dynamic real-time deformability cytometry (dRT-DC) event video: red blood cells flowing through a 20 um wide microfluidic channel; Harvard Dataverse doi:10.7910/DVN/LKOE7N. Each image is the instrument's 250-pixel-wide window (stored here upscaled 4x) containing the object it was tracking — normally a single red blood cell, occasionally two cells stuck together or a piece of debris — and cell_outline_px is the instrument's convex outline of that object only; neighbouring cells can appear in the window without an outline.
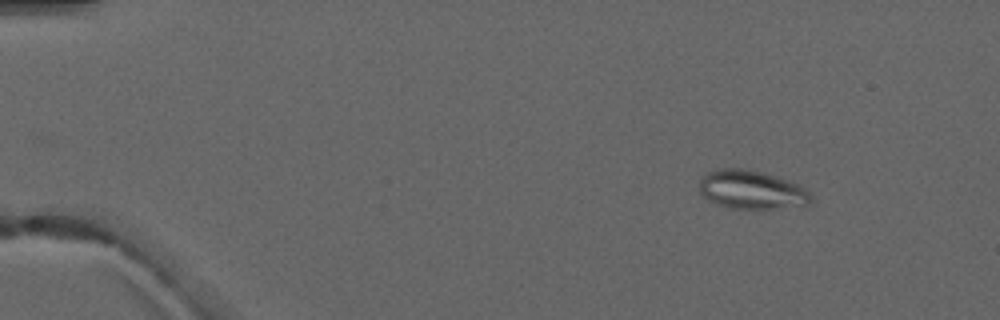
{"species": "common noctule bat (a hibernating species)", "species_latin": "Nyctalus noctula", "temperature_condition": "warm", "stored_images_in_passage": 4, "camera_frame_rate_fps": 3000, "um_per_image_px": 0.085, "animal": {"sex": "male", "forearm_length_mm": 52.5}, "frame": {"image": 1, "passage_image": 1, "time_ms": 0.0, "image_size_px": [1000, 320], "cell_outline_px": [[812, 200], [808, 204], [772, 208], [728, 208], [716, 204], [708, 200], [700, 192], [700, 176], [716, 168], [748, 168], [776, 176], [800, 184], [812, 192]], "centroid_in_image_um": [63.88, 16.1], "position_along_channel_um": 21.1, "area_um2": 25.37}}